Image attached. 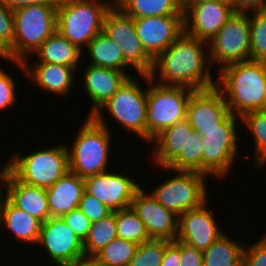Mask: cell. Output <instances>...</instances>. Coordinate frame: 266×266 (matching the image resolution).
<instances>
[{
    "label": "cell",
    "mask_w": 266,
    "mask_h": 266,
    "mask_svg": "<svg viewBox=\"0 0 266 266\" xmlns=\"http://www.w3.org/2000/svg\"><path fill=\"white\" fill-rule=\"evenodd\" d=\"M206 48L208 43L183 32L153 60L150 78L158 80L161 85L184 86L193 90L216 86Z\"/></svg>",
    "instance_id": "obj_1"
},
{
    "label": "cell",
    "mask_w": 266,
    "mask_h": 266,
    "mask_svg": "<svg viewBox=\"0 0 266 266\" xmlns=\"http://www.w3.org/2000/svg\"><path fill=\"white\" fill-rule=\"evenodd\" d=\"M211 0H181V5H196Z\"/></svg>",
    "instance_id": "obj_48"
},
{
    "label": "cell",
    "mask_w": 266,
    "mask_h": 266,
    "mask_svg": "<svg viewBox=\"0 0 266 266\" xmlns=\"http://www.w3.org/2000/svg\"><path fill=\"white\" fill-rule=\"evenodd\" d=\"M17 84L11 74L0 68V111L8 110L15 105Z\"/></svg>",
    "instance_id": "obj_38"
},
{
    "label": "cell",
    "mask_w": 266,
    "mask_h": 266,
    "mask_svg": "<svg viewBox=\"0 0 266 266\" xmlns=\"http://www.w3.org/2000/svg\"><path fill=\"white\" fill-rule=\"evenodd\" d=\"M184 13V32L208 43L235 13L232 4L212 0L196 5H181Z\"/></svg>",
    "instance_id": "obj_15"
},
{
    "label": "cell",
    "mask_w": 266,
    "mask_h": 266,
    "mask_svg": "<svg viewBox=\"0 0 266 266\" xmlns=\"http://www.w3.org/2000/svg\"><path fill=\"white\" fill-rule=\"evenodd\" d=\"M78 208L91 221V223L105 218L111 211L98 199L84 192Z\"/></svg>",
    "instance_id": "obj_40"
},
{
    "label": "cell",
    "mask_w": 266,
    "mask_h": 266,
    "mask_svg": "<svg viewBox=\"0 0 266 266\" xmlns=\"http://www.w3.org/2000/svg\"><path fill=\"white\" fill-rule=\"evenodd\" d=\"M13 46L4 54L5 62H24L57 31V4H32L15 9Z\"/></svg>",
    "instance_id": "obj_4"
},
{
    "label": "cell",
    "mask_w": 266,
    "mask_h": 266,
    "mask_svg": "<svg viewBox=\"0 0 266 266\" xmlns=\"http://www.w3.org/2000/svg\"><path fill=\"white\" fill-rule=\"evenodd\" d=\"M117 237L141 244L151 240L145 224L131 207L116 211Z\"/></svg>",
    "instance_id": "obj_33"
},
{
    "label": "cell",
    "mask_w": 266,
    "mask_h": 266,
    "mask_svg": "<svg viewBox=\"0 0 266 266\" xmlns=\"http://www.w3.org/2000/svg\"><path fill=\"white\" fill-rule=\"evenodd\" d=\"M32 60L28 57L24 62L9 61V63L20 68L19 71L41 91H47L59 97L68 96L71 93L75 73L78 71L76 68L47 62H34L31 65Z\"/></svg>",
    "instance_id": "obj_19"
},
{
    "label": "cell",
    "mask_w": 266,
    "mask_h": 266,
    "mask_svg": "<svg viewBox=\"0 0 266 266\" xmlns=\"http://www.w3.org/2000/svg\"><path fill=\"white\" fill-rule=\"evenodd\" d=\"M114 4L133 18L184 16L181 0H115Z\"/></svg>",
    "instance_id": "obj_28"
},
{
    "label": "cell",
    "mask_w": 266,
    "mask_h": 266,
    "mask_svg": "<svg viewBox=\"0 0 266 266\" xmlns=\"http://www.w3.org/2000/svg\"><path fill=\"white\" fill-rule=\"evenodd\" d=\"M74 266H107L93 256H84Z\"/></svg>",
    "instance_id": "obj_47"
},
{
    "label": "cell",
    "mask_w": 266,
    "mask_h": 266,
    "mask_svg": "<svg viewBox=\"0 0 266 266\" xmlns=\"http://www.w3.org/2000/svg\"><path fill=\"white\" fill-rule=\"evenodd\" d=\"M235 12H249L266 8V0H233Z\"/></svg>",
    "instance_id": "obj_44"
},
{
    "label": "cell",
    "mask_w": 266,
    "mask_h": 266,
    "mask_svg": "<svg viewBox=\"0 0 266 266\" xmlns=\"http://www.w3.org/2000/svg\"><path fill=\"white\" fill-rule=\"evenodd\" d=\"M1 59H2V60L4 59L3 61H5V56H4V54L0 51V60H1Z\"/></svg>",
    "instance_id": "obj_50"
},
{
    "label": "cell",
    "mask_w": 266,
    "mask_h": 266,
    "mask_svg": "<svg viewBox=\"0 0 266 266\" xmlns=\"http://www.w3.org/2000/svg\"><path fill=\"white\" fill-rule=\"evenodd\" d=\"M36 245L45 248L47 257L56 266H74L84 255L83 241L61 217H51L41 224Z\"/></svg>",
    "instance_id": "obj_13"
},
{
    "label": "cell",
    "mask_w": 266,
    "mask_h": 266,
    "mask_svg": "<svg viewBox=\"0 0 266 266\" xmlns=\"http://www.w3.org/2000/svg\"><path fill=\"white\" fill-rule=\"evenodd\" d=\"M13 10L0 0V51L5 54L14 43L15 26Z\"/></svg>",
    "instance_id": "obj_37"
},
{
    "label": "cell",
    "mask_w": 266,
    "mask_h": 266,
    "mask_svg": "<svg viewBox=\"0 0 266 266\" xmlns=\"http://www.w3.org/2000/svg\"><path fill=\"white\" fill-rule=\"evenodd\" d=\"M134 24L142 47L153 60L184 32V16L134 18Z\"/></svg>",
    "instance_id": "obj_16"
},
{
    "label": "cell",
    "mask_w": 266,
    "mask_h": 266,
    "mask_svg": "<svg viewBox=\"0 0 266 266\" xmlns=\"http://www.w3.org/2000/svg\"><path fill=\"white\" fill-rule=\"evenodd\" d=\"M2 2L10 9L15 10L32 4H57L58 0H2Z\"/></svg>",
    "instance_id": "obj_45"
},
{
    "label": "cell",
    "mask_w": 266,
    "mask_h": 266,
    "mask_svg": "<svg viewBox=\"0 0 266 266\" xmlns=\"http://www.w3.org/2000/svg\"><path fill=\"white\" fill-rule=\"evenodd\" d=\"M104 111L123 126L124 131L128 130L146 141L147 88L144 89L136 77H128L95 114H103Z\"/></svg>",
    "instance_id": "obj_10"
},
{
    "label": "cell",
    "mask_w": 266,
    "mask_h": 266,
    "mask_svg": "<svg viewBox=\"0 0 266 266\" xmlns=\"http://www.w3.org/2000/svg\"><path fill=\"white\" fill-rule=\"evenodd\" d=\"M61 218L81 241L85 240L91 226V221L79 208L71 210Z\"/></svg>",
    "instance_id": "obj_41"
},
{
    "label": "cell",
    "mask_w": 266,
    "mask_h": 266,
    "mask_svg": "<svg viewBox=\"0 0 266 266\" xmlns=\"http://www.w3.org/2000/svg\"><path fill=\"white\" fill-rule=\"evenodd\" d=\"M83 70V88L93 104L87 115L92 116L117 92L129 76L117 69L92 65H86Z\"/></svg>",
    "instance_id": "obj_21"
},
{
    "label": "cell",
    "mask_w": 266,
    "mask_h": 266,
    "mask_svg": "<svg viewBox=\"0 0 266 266\" xmlns=\"http://www.w3.org/2000/svg\"><path fill=\"white\" fill-rule=\"evenodd\" d=\"M246 246L243 250L242 266H266V233L254 244Z\"/></svg>",
    "instance_id": "obj_39"
},
{
    "label": "cell",
    "mask_w": 266,
    "mask_h": 266,
    "mask_svg": "<svg viewBox=\"0 0 266 266\" xmlns=\"http://www.w3.org/2000/svg\"><path fill=\"white\" fill-rule=\"evenodd\" d=\"M254 141V166L261 168L266 164V110L251 111L240 117Z\"/></svg>",
    "instance_id": "obj_31"
},
{
    "label": "cell",
    "mask_w": 266,
    "mask_h": 266,
    "mask_svg": "<svg viewBox=\"0 0 266 266\" xmlns=\"http://www.w3.org/2000/svg\"><path fill=\"white\" fill-rule=\"evenodd\" d=\"M250 38L249 12H235L208 42L211 67L250 60Z\"/></svg>",
    "instance_id": "obj_11"
},
{
    "label": "cell",
    "mask_w": 266,
    "mask_h": 266,
    "mask_svg": "<svg viewBox=\"0 0 266 266\" xmlns=\"http://www.w3.org/2000/svg\"><path fill=\"white\" fill-rule=\"evenodd\" d=\"M169 242L165 239H151L139 244L128 266H161Z\"/></svg>",
    "instance_id": "obj_36"
},
{
    "label": "cell",
    "mask_w": 266,
    "mask_h": 266,
    "mask_svg": "<svg viewBox=\"0 0 266 266\" xmlns=\"http://www.w3.org/2000/svg\"><path fill=\"white\" fill-rule=\"evenodd\" d=\"M202 134L193 131L188 135V143L181 153L163 171H195L202 173Z\"/></svg>",
    "instance_id": "obj_32"
},
{
    "label": "cell",
    "mask_w": 266,
    "mask_h": 266,
    "mask_svg": "<svg viewBox=\"0 0 266 266\" xmlns=\"http://www.w3.org/2000/svg\"><path fill=\"white\" fill-rule=\"evenodd\" d=\"M180 262V242L175 239L166 245L161 266H180Z\"/></svg>",
    "instance_id": "obj_43"
},
{
    "label": "cell",
    "mask_w": 266,
    "mask_h": 266,
    "mask_svg": "<svg viewBox=\"0 0 266 266\" xmlns=\"http://www.w3.org/2000/svg\"><path fill=\"white\" fill-rule=\"evenodd\" d=\"M244 246L224 233L202 251L203 266H242Z\"/></svg>",
    "instance_id": "obj_29"
},
{
    "label": "cell",
    "mask_w": 266,
    "mask_h": 266,
    "mask_svg": "<svg viewBox=\"0 0 266 266\" xmlns=\"http://www.w3.org/2000/svg\"><path fill=\"white\" fill-rule=\"evenodd\" d=\"M13 153L9 160L10 172L25 184L47 189L69 172L68 151L64 142L24 156L18 151Z\"/></svg>",
    "instance_id": "obj_7"
},
{
    "label": "cell",
    "mask_w": 266,
    "mask_h": 266,
    "mask_svg": "<svg viewBox=\"0 0 266 266\" xmlns=\"http://www.w3.org/2000/svg\"><path fill=\"white\" fill-rule=\"evenodd\" d=\"M130 207L145 224L151 239L177 238L179 216L163 207L144 188L135 194Z\"/></svg>",
    "instance_id": "obj_17"
},
{
    "label": "cell",
    "mask_w": 266,
    "mask_h": 266,
    "mask_svg": "<svg viewBox=\"0 0 266 266\" xmlns=\"http://www.w3.org/2000/svg\"><path fill=\"white\" fill-rule=\"evenodd\" d=\"M102 32L122 51L124 59L138 74H149L153 59L145 52L135 30L134 18L126 15L115 4L107 11Z\"/></svg>",
    "instance_id": "obj_12"
},
{
    "label": "cell",
    "mask_w": 266,
    "mask_h": 266,
    "mask_svg": "<svg viewBox=\"0 0 266 266\" xmlns=\"http://www.w3.org/2000/svg\"><path fill=\"white\" fill-rule=\"evenodd\" d=\"M194 129L187 119L167 127L151 139L150 144H155L151 152L158 167H167L185 149L188 143V135Z\"/></svg>",
    "instance_id": "obj_25"
},
{
    "label": "cell",
    "mask_w": 266,
    "mask_h": 266,
    "mask_svg": "<svg viewBox=\"0 0 266 266\" xmlns=\"http://www.w3.org/2000/svg\"><path fill=\"white\" fill-rule=\"evenodd\" d=\"M83 52L56 31L40 45L32 56L35 55L39 60H34V62L61 64L79 70L81 60L83 62V57H85L83 54H86Z\"/></svg>",
    "instance_id": "obj_26"
},
{
    "label": "cell",
    "mask_w": 266,
    "mask_h": 266,
    "mask_svg": "<svg viewBox=\"0 0 266 266\" xmlns=\"http://www.w3.org/2000/svg\"><path fill=\"white\" fill-rule=\"evenodd\" d=\"M5 197L15 207L36 217L42 223L50 218L47 189L25 184L11 172L6 178Z\"/></svg>",
    "instance_id": "obj_22"
},
{
    "label": "cell",
    "mask_w": 266,
    "mask_h": 266,
    "mask_svg": "<svg viewBox=\"0 0 266 266\" xmlns=\"http://www.w3.org/2000/svg\"><path fill=\"white\" fill-rule=\"evenodd\" d=\"M117 237L116 211L105 218L91 223L89 232L83 241L85 256H94Z\"/></svg>",
    "instance_id": "obj_30"
},
{
    "label": "cell",
    "mask_w": 266,
    "mask_h": 266,
    "mask_svg": "<svg viewBox=\"0 0 266 266\" xmlns=\"http://www.w3.org/2000/svg\"><path fill=\"white\" fill-rule=\"evenodd\" d=\"M218 72L216 87L231 114L241 117L251 111L266 110V71L262 61H241Z\"/></svg>",
    "instance_id": "obj_2"
},
{
    "label": "cell",
    "mask_w": 266,
    "mask_h": 266,
    "mask_svg": "<svg viewBox=\"0 0 266 266\" xmlns=\"http://www.w3.org/2000/svg\"><path fill=\"white\" fill-rule=\"evenodd\" d=\"M9 172H10V164L8 160V163L5 164V166L2 167V169H0V205H1L3 198L5 197L4 189H5L6 178Z\"/></svg>",
    "instance_id": "obj_46"
},
{
    "label": "cell",
    "mask_w": 266,
    "mask_h": 266,
    "mask_svg": "<svg viewBox=\"0 0 266 266\" xmlns=\"http://www.w3.org/2000/svg\"><path fill=\"white\" fill-rule=\"evenodd\" d=\"M113 0H58L57 32L83 51L103 28Z\"/></svg>",
    "instance_id": "obj_5"
},
{
    "label": "cell",
    "mask_w": 266,
    "mask_h": 266,
    "mask_svg": "<svg viewBox=\"0 0 266 266\" xmlns=\"http://www.w3.org/2000/svg\"><path fill=\"white\" fill-rule=\"evenodd\" d=\"M211 1H212V0H211ZM220 1H224V2L230 3V4H232V6H233V0H220Z\"/></svg>",
    "instance_id": "obj_49"
},
{
    "label": "cell",
    "mask_w": 266,
    "mask_h": 266,
    "mask_svg": "<svg viewBox=\"0 0 266 266\" xmlns=\"http://www.w3.org/2000/svg\"><path fill=\"white\" fill-rule=\"evenodd\" d=\"M42 222L15 207L6 197L0 205V228L9 232L20 243L37 244ZM4 227V228H3Z\"/></svg>",
    "instance_id": "obj_24"
},
{
    "label": "cell",
    "mask_w": 266,
    "mask_h": 266,
    "mask_svg": "<svg viewBox=\"0 0 266 266\" xmlns=\"http://www.w3.org/2000/svg\"><path fill=\"white\" fill-rule=\"evenodd\" d=\"M231 115L222 92L216 87L195 90L187 104L186 119L194 130H211Z\"/></svg>",
    "instance_id": "obj_18"
},
{
    "label": "cell",
    "mask_w": 266,
    "mask_h": 266,
    "mask_svg": "<svg viewBox=\"0 0 266 266\" xmlns=\"http://www.w3.org/2000/svg\"><path fill=\"white\" fill-rule=\"evenodd\" d=\"M137 248L135 242L116 237L93 257L107 266H128Z\"/></svg>",
    "instance_id": "obj_34"
},
{
    "label": "cell",
    "mask_w": 266,
    "mask_h": 266,
    "mask_svg": "<svg viewBox=\"0 0 266 266\" xmlns=\"http://www.w3.org/2000/svg\"><path fill=\"white\" fill-rule=\"evenodd\" d=\"M180 242V266H203L202 251L194 245L184 241Z\"/></svg>",
    "instance_id": "obj_42"
},
{
    "label": "cell",
    "mask_w": 266,
    "mask_h": 266,
    "mask_svg": "<svg viewBox=\"0 0 266 266\" xmlns=\"http://www.w3.org/2000/svg\"><path fill=\"white\" fill-rule=\"evenodd\" d=\"M172 172L174 177L167 178L149 192L163 207L180 216L208 200L206 180L211 177L195 171Z\"/></svg>",
    "instance_id": "obj_9"
},
{
    "label": "cell",
    "mask_w": 266,
    "mask_h": 266,
    "mask_svg": "<svg viewBox=\"0 0 266 266\" xmlns=\"http://www.w3.org/2000/svg\"><path fill=\"white\" fill-rule=\"evenodd\" d=\"M147 86L146 142L163 129L186 119L187 104L195 91L184 86L161 85L149 74H137ZM155 83V84H154Z\"/></svg>",
    "instance_id": "obj_6"
},
{
    "label": "cell",
    "mask_w": 266,
    "mask_h": 266,
    "mask_svg": "<svg viewBox=\"0 0 266 266\" xmlns=\"http://www.w3.org/2000/svg\"><path fill=\"white\" fill-rule=\"evenodd\" d=\"M86 47L85 51L90 63H87L88 65L113 68L125 72L129 77L132 76L127 69L134 68L124 59L119 46L103 32L96 35Z\"/></svg>",
    "instance_id": "obj_27"
},
{
    "label": "cell",
    "mask_w": 266,
    "mask_h": 266,
    "mask_svg": "<svg viewBox=\"0 0 266 266\" xmlns=\"http://www.w3.org/2000/svg\"><path fill=\"white\" fill-rule=\"evenodd\" d=\"M239 116L231 114L218 129L195 130L202 134V173L224 179L231 172L239 147ZM238 131V132H237Z\"/></svg>",
    "instance_id": "obj_8"
},
{
    "label": "cell",
    "mask_w": 266,
    "mask_h": 266,
    "mask_svg": "<svg viewBox=\"0 0 266 266\" xmlns=\"http://www.w3.org/2000/svg\"><path fill=\"white\" fill-rule=\"evenodd\" d=\"M251 13V14H250ZM250 60H266V8L249 11Z\"/></svg>",
    "instance_id": "obj_35"
},
{
    "label": "cell",
    "mask_w": 266,
    "mask_h": 266,
    "mask_svg": "<svg viewBox=\"0 0 266 266\" xmlns=\"http://www.w3.org/2000/svg\"><path fill=\"white\" fill-rule=\"evenodd\" d=\"M85 192L101 201L111 212L130 207L135 194L144 186L120 172H102L84 178Z\"/></svg>",
    "instance_id": "obj_14"
},
{
    "label": "cell",
    "mask_w": 266,
    "mask_h": 266,
    "mask_svg": "<svg viewBox=\"0 0 266 266\" xmlns=\"http://www.w3.org/2000/svg\"><path fill=\"white\" fill-rule=\"evenodd\" d=\"M104 117V114L86 116L74 143L71 146L66 144L69 171L79 177L85 178L109 169L112 131Z\"/></svg>",
    "instance_id": "obj_3"
},
{
    "label": "cell",
    "mask_w": 266,
    "mask_h": 266,
    "mask_svg": "<svg viewBox=\"0 0 266 266\" xmlns=\"http://www.w3.org/2000/svg\"><path fill=\"white\" fill-rule=\"evenodd\" d=\"M85 192L84 178L71 171L47 188V201L51 217H62L78 208Z\"/></svg>",
    "instance_id": "obj_23"
},
{
    "label": "cell",
    "mask_w": 266,
    "mask_h": 266,
    "mask_svg": "<svg viewBox=\"0 0 266 266\" xmlns=\"http://www.w3.org/2000/svg\"><path fill=\"white\" fill-rule=\"evenodd\" d=\"M208 200L200 207L190 209L179 216L178 241L194 245L204 251L225 232L210 211Z\"/></svg>",
    "instance_id": "obj_20"
},
{
    "label": "cell",
    "mask_w": 266,
    "mask_h": 266,
    "mask_svg": "<svg viewBox=\"0 0 266 266\" xmlns=\"http://www.w3.org/2000/svg\"><path fill=\"white\" fill-rule=\"evenodd\" d=\"M263 65H264V68H265V71H266V60L263 61Z\"/></svg>",
    "instance_id": "obj_51"
}]
</instances>
